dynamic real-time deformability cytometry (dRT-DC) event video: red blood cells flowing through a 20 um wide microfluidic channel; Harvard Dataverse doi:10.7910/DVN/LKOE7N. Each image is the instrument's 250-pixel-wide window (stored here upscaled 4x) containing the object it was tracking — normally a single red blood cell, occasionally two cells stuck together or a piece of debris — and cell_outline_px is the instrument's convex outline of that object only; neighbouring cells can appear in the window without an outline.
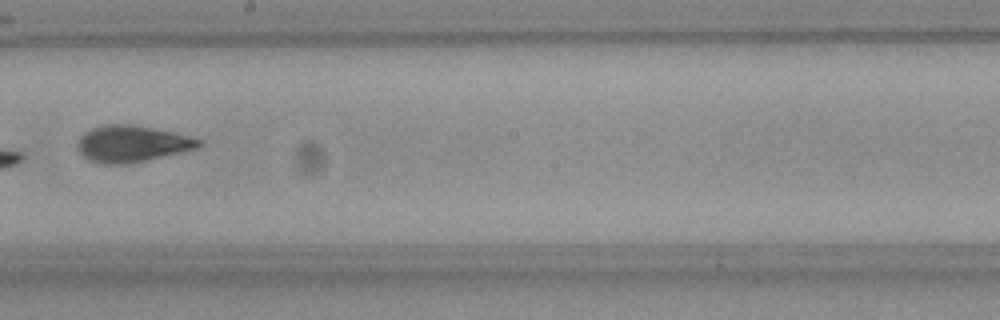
{"species": "Egyptian fruit bat (a non-hibernating species)", "species_latin": "Rousettus aegyptiacus", "temperature_condition": "room temperature", "stored_images_in_passage": 10, "camera_frame_rate_fps": 3000, "um_per_image_px": 0.085, "frame": {"image": 1, "passage_image": 9, "time_ms": 2.667, "image_size_px": [1000, 320], "cell_outline_px": [[204, 144], [200, 148], [148, 160], [128, 164], [104, 164], [88, 160], [80, 152], [76, 144], [80, 136], [84, 132], [92, 128], [104, 124], [132, 124], [172, 132], [204, 140]], "centroid_in_image_um": [11.24, 12.22], "position_along_channel_um": 237.0, "area_um2": 26.07}}
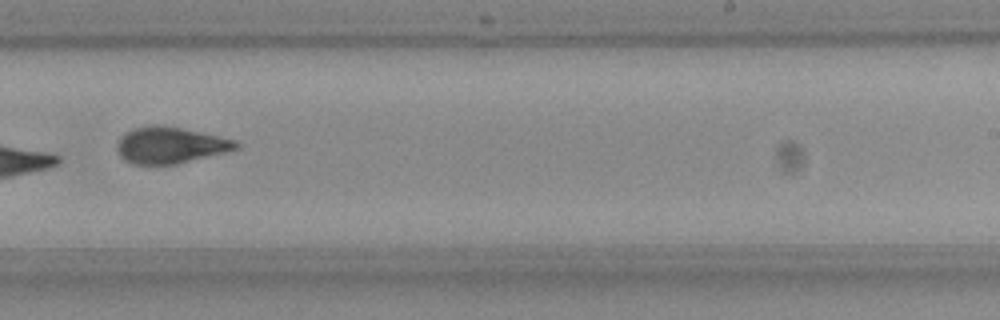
{"frame": {"image": 2, "passage_image": 10, "time_ms": 3.0, "image_size_px": [1000, 320], "cell_outline_px": [[240, 144], [236, 148], [176, 164], [132, 164], [124, 160], [120, 156], [116, 148], [116, 144], [120, 136], [124, 132], [132, 128], [152, 124], [164, 124], [236, 140]], "centroid_in_image_um": [14.36, 12.31], "position_along_channel_um": 274.6, "area_um2": 25.14}}